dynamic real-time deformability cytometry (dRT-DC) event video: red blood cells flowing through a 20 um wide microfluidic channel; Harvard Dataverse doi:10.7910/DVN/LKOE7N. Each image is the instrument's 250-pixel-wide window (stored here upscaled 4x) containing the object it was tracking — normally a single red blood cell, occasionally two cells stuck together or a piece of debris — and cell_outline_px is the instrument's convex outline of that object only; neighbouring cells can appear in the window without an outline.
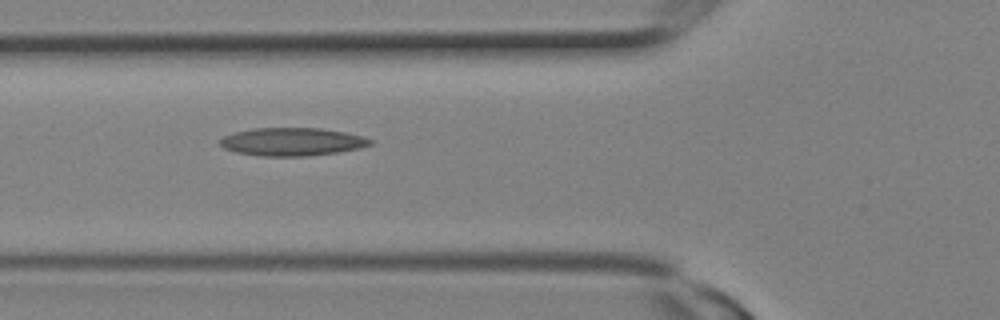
{"species": "Egyptian fruit bat (a non-hibernating species)", "species_latin": "Rousettus aegyptiacus", "temperature_condition": "room temperature", "stored_images_in_passage": 12, "camera_frame_rate_fps": 3000, "um_per_image_px": 0.085, "animal": {"sex": "female"}, "frame": {"image": 1, "passage_image": 9, "time_ms": 2.667, "image_size_px": [1000, 320], "cell_outline_px": [[372, 144], [360, 148], [336, 152], [308, 156], [260, 156], [236, 152], [224, 148], [220, 144], [220, 140], [224, 136], [236, 132], [252, 128], [320, 128], [344, 132], [364, 136], [372, 140]], "centroid_in_image_um": [24.84, 12.05], "position_along_channel_um": 101.0, "area_um2": 24.45}}
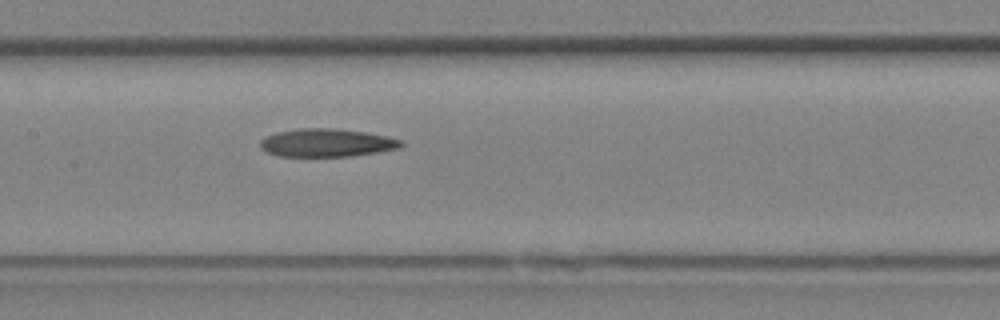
{"frame": {"image": 2, "passage_image": 12, "time_ms": 3.667, "image_size_px": [1000, 320], "cell_outline_px": [[404, 144], [400, 148], [352, 156], [280, 156], [268, 152], [260, 148], [260, 140], [276, 132], [300, 128], [332, 128], [364, 132], [388, 136], [400, 140]], "centroid_in_image_um": [27.77, 12.13], "position_along_channel_um": 179.6, "area_um2": 22.89}}